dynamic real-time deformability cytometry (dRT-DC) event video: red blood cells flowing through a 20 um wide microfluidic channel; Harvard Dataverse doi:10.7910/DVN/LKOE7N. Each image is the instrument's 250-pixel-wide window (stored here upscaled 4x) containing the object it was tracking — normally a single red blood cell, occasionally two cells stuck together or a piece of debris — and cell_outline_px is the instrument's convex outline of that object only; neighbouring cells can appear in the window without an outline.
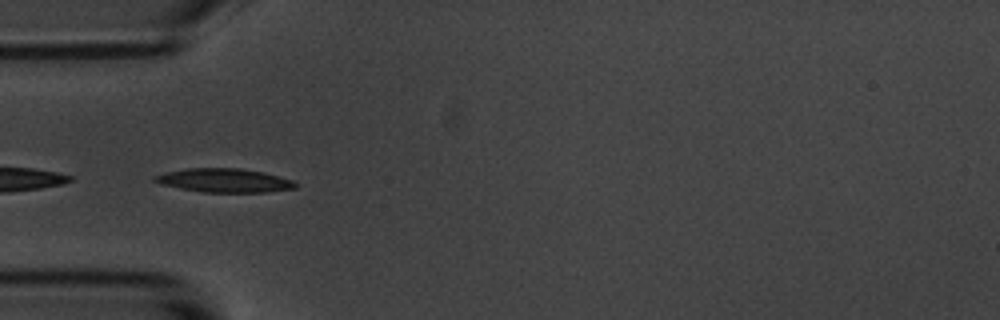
{"species": "common noctule bat (a hibernating species)", "species_latin": "Nyctalus noctula", "temperature_condition": "room temperature", "stored_images_in_passage": 3, "camera_frame_rate_fps": 3000, "um_per_image_px": 0.085, "animal": {"sex": "male", "body_mass_g": 20.1, "forearm_length_mm": 53.5}, "frame": {"image": 1, "passage_image": 1, "time_ms": 0.0, "image_size_px": [1000, 320], "cell_outline_px": [[296, 188], [264, 192], [204, 192], [180, 188], [160, 184], [152, 180], [152, 176], [184, 168], [240, 168], [264, 172], [292, 180], [296, 184]], "centroid_in_image_um": [19.03, 15.33], "position_along_channel_um": 66.0, "area_um2": 19.42}}